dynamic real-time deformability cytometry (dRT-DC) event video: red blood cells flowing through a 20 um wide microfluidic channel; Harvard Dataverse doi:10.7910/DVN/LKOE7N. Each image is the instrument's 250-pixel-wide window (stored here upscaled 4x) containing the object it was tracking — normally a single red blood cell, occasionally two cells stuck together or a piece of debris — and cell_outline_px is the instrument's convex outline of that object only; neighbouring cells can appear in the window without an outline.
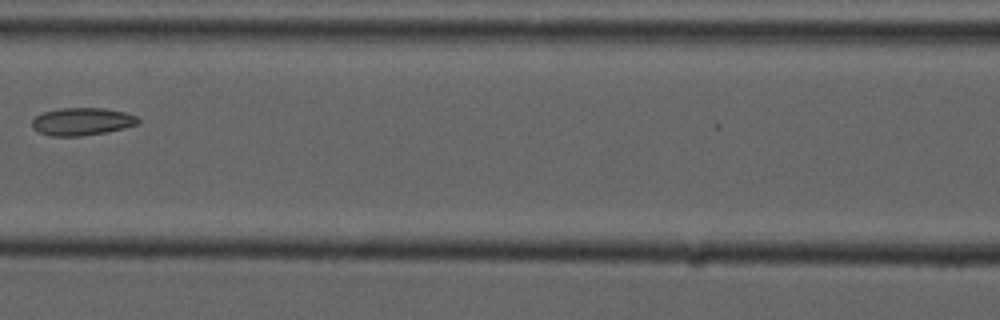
{"species": "common noctule bat (a hibernating species)", "species_latin": "Nyctalus noctula", "temperature_condition": "cold", "stored_images_in_passage": 4, "camera_frame_rate_fps": 3000, "um_per_image_px": 0.085, "animal": {"sex": "male", "forearm_length_mm": 52.5}, "frame": {"image": 1, "passage_image": 3, "time_ms": 2.333, "image_size_px": [1000, 320], "cell_outline_px": [[140, 124], [108, 132], [80, 136], [52, 136], [40, 132], [32, 128], [32, 120], [36, 116], [44, 112], [60, 108], [104, 108], [124, 112], [136, 116], [140, 120]], "centroid_in_image_um": [7.0, 10.33], "position_along_channel_um": 159.6, "area_um2": 17.11}}
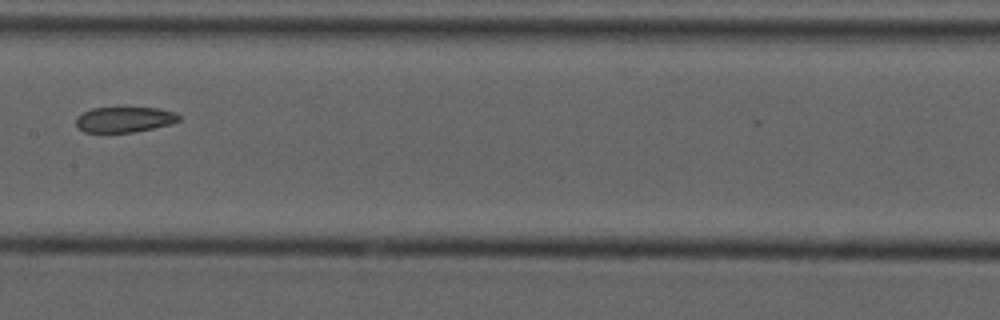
{"frame": {"image": 2, "passage_image": 4, "time_ms": 3.333, "image_size_px": [1000, 320], "cell_outline_px": [[180, 120], [168, 124], [152, 128], [132, 132], [84, 132], [76, 124], [76, 116], [92, 108], [120, 104], [160, 108], [176, 112], [180, 116]], "centroid_in_image_um": [10.58, 10.08], "position_along_channel_um": 196.8, "area_um2": 16.07}}